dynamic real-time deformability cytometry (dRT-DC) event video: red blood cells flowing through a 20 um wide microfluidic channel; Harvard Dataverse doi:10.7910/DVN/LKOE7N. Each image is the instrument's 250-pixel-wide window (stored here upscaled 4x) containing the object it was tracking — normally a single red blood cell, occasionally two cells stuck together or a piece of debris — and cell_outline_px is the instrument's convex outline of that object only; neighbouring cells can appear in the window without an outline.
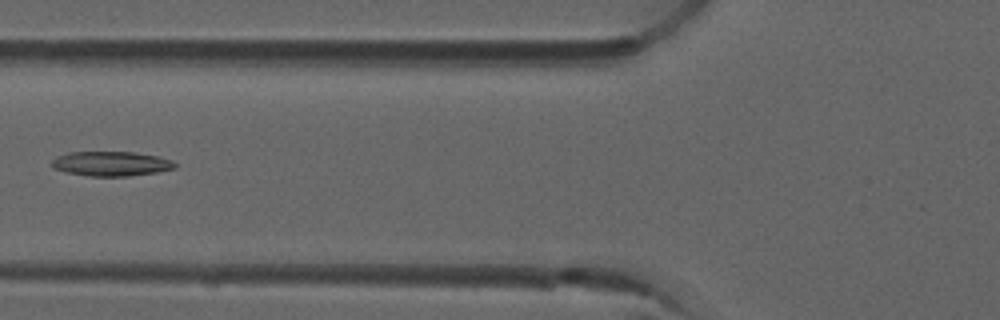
{"species": "common noctule bat (a hibernating species)", "species_latin": "Nyctalus noctula", "temperature_condition": "room temperature", "stored_images_in_passage": 6, "camera_frame_rate_fps": 3000, "um_per_image_px": 0.085, "animal": {"sex": "male", "forearm_length_mm": 52.5}, "frame": {"image": 1, "passage_image": 6, "time_ms": 1.667, "image_size_px": [1000, 320], "cell_outline_px": [[176, 168], [156, 172], [128, 176], [88, 176], [64, 172], [52, 168], [52, 160], [56, 156], [68, 152], [136, 152], [160, 156], [172, 160], [176, 164]], "centroid_in_image_um": [9.44, 13.91], "position_along_channel_um": 116.4, "area_um2": 17.86}}